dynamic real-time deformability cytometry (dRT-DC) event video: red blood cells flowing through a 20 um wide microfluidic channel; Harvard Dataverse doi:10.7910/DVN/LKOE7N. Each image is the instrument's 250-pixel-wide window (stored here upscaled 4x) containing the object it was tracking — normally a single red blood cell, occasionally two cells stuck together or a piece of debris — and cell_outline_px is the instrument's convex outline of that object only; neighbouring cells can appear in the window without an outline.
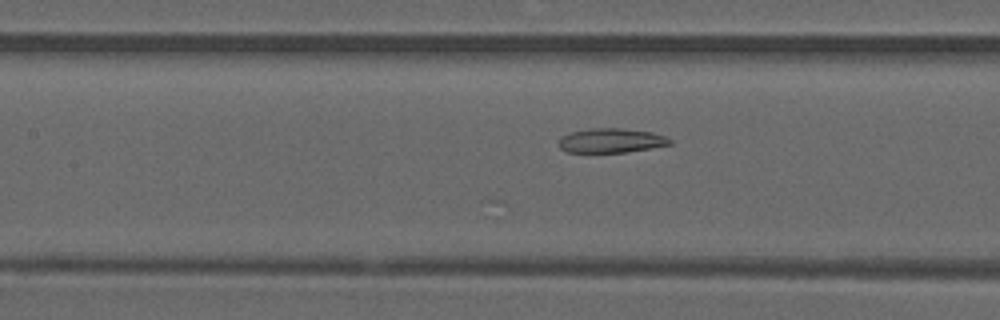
{"species": "common noctule bat (a hibernating species)", "species_latin": "Nyctalus noctula", "temperature_condition": "warm", "stored_images_in_passage": 40, "camera_frame_rate_fps": 3000, "um_per_image_px": 0.085, "animal": {"sex": "male", "forearm_length_mm": 52.5}, "frame": {"image": 1, "passage_image": 12, "time_ms": 3.667, "image_size_px": [1000, 320], "cell_outline_px": [[672, 144], [628, 152], [568, 152], [560, 148], [560, 136], [572, 132], [592, 128], [620, 128], [652, 132], [664, 136], [672, 140]], "centroid_in_image_um": [51.96, 11.94], "position_along_channel_um": 155.4, "area_um2": 15.66}}
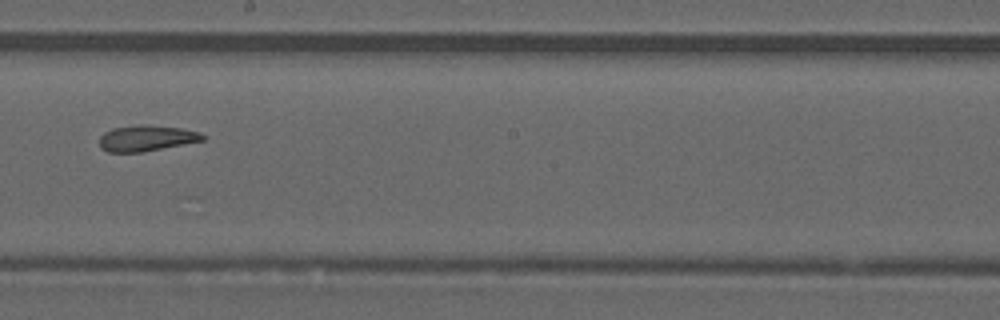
{"frame": {"image": 2, "passage_image": 18, "time_ms": 5.667, "image_size_px": [1000, 320], "cell_outline_px": [[208, 136], [204, 140], [140, 152], [108, 152], [100, 148], [100, 136], [104, 132], [112, 128], [140, 124], [144, 124], [180, 128], [200, 132]], "centroid_in_image_um": [12.44, 11.73], "position_along_channel_um": 235.8, "area_um2": 15.55}}
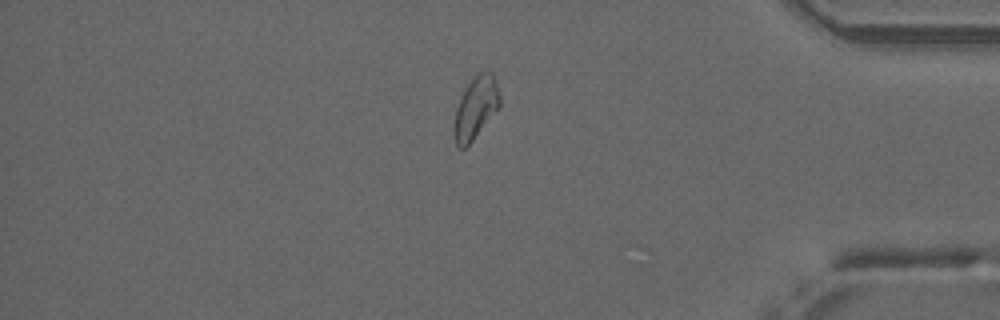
{"frame": {"image": 3, "passage_image": 32, "time_ms": 10.333, "image_size_px": [1000, 320], "cell_outline_px": [[500, 108], [472, 140], [464, 148], [460, 148], [456, 144], [452, 128], [456, 108], [460, 96], [476, 72], [492, 72], [496, 80], [500, 96]], "centroid_in_image_um": [40.43, 9.15], "position_along_channel_um": 394.8, "area_um2": 16.7}, "authors_computed_cell_mechanics": {"area_um2": 16.8487, "velocity_mm_per_s": 4.0375, "shape_relaxation_time_tau1_ms": null, "shape_relaxation_time_tau2_ms": 2.8807, "deformation_change_tau1": null, "deformation_change_tau2": 0.1066}}